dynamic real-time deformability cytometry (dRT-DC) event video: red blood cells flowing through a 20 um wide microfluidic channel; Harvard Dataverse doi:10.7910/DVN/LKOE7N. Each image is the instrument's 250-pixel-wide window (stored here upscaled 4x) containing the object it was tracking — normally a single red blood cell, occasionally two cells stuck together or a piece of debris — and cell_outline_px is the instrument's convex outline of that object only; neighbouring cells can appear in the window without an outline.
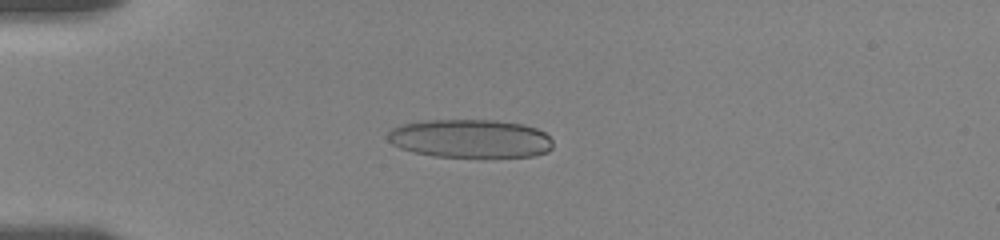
{"species": "human", "species_latin": "Homo sapiens", "temperature_condition": "room temperature", "stored_images_in_passage": 26, "camera_frame_rate_fps": 3000, "um_per_image_px": 0.085, "donor": {"sex": "female"}, "frame": {"image": 1, "passage_image": 8, "time_ms": 4.333, "image_size_px": [1000, 240], "cell_outline_px": [[552, 148], [548, 152], [532, 156], [436, 156], [412, 152], [400, 148], [392, 144], [388, 140], [388, 132], [392, 128], [404, 124], [424, 120], [496, 120], [524, 124], [536, 128], [544, 132], [552, 140]], "centroid_in_image_um": [39.98, 11.77], "position_along_channel_um": 45.0, "area_um2": 36.88}}
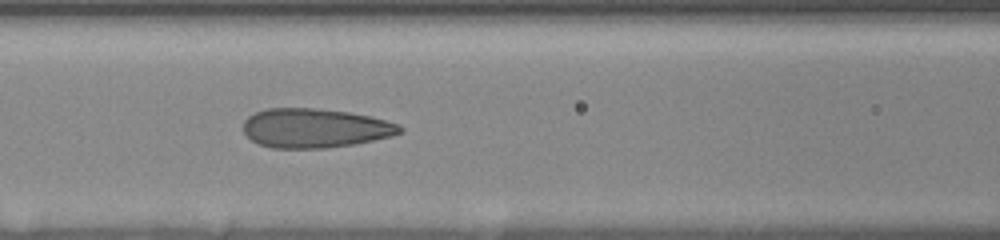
{"frame": {"image": 2, "passage_image": 14, "time_ms": 7.667, "image_size_px": [1000, 240], "cell_outline_px": [[404, 132], [392, 136], [352, 144], [324, 148], [272, 148], [260, 144], [252, 140], [244, 132], [244, 120], [248, 116], [264, 108], [316, 108], [348, 112], [372, 116], [400, 124], [404, 128]], "centroid_in_image_um": [26.8, 10.88], "position_along_channel_um": 139.8, "area_um2": 35.89}}
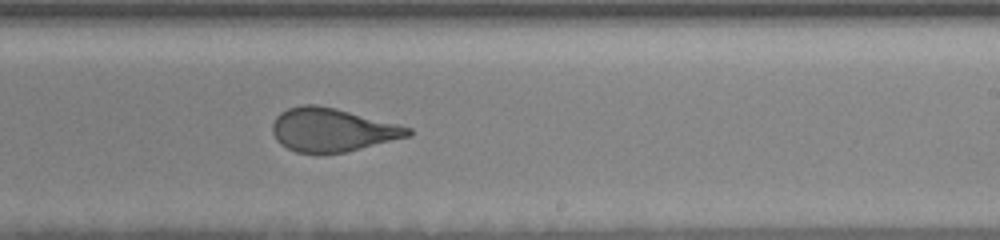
{"frame": {"image": 3, "passage_image": 26, "time_ms": 11.0, "image_size_px": [1000, 240], "cell_outline_px": [[412, 136], [344, 152], [296, 152], [280, 144], [276, 140], [272, 132], [272, 124], [276, 116], [280, 112], [288, 108], [300, 104], [316, 104], [336, 108], [412, 128]], "centroid_in_image_um": [28.22, 11.02], "position_along_channel_um": 260.8, "area_um2": 34.16}}